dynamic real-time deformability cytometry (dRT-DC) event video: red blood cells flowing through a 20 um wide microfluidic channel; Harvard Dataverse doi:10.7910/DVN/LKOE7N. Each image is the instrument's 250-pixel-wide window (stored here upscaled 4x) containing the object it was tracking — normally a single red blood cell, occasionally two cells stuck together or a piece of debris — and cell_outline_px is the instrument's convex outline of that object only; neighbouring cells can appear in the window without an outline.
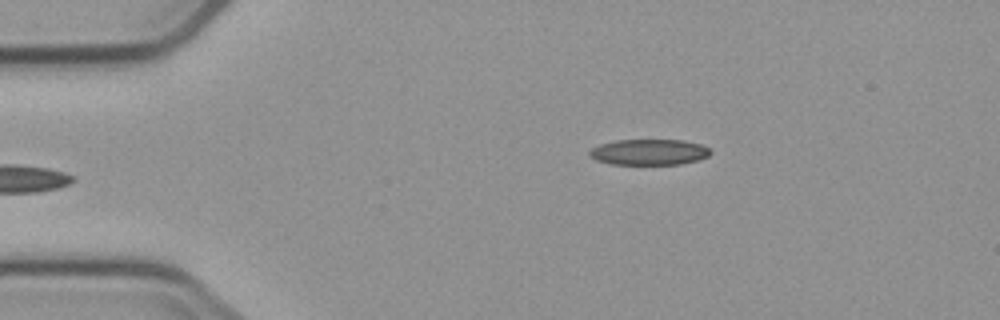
{"species": "common noctule bat (a hibernating species)", "species_latin": "Nyctalus noctula", "temperature_condition": "cold", "stored_images_in_passage": 3, "camera_frame_rate_fps": 3000, "um_per_image_px": 0.085, "animal": {"sex": "male", "body_mass_g": 23.1, "forearm_length_mm": 52.7}, "frame": {"image": 1, "passage_image": 3, "time_ms": 2.333, "image_size_px": [1000, 320], "cell_outline_px": [[712, 152], [708, 156], [696, 160], [680, 164], [612, 164], [596, 160], [588, 156], [588, 152], [592, 148], [600, 144], [616, 140], [684, 140], [700, 144], [708, 148]], "centroid_in_image_um": [55.14, 12.92], "position_along_channel_um": 29.9, "area_um2": 18.15}}